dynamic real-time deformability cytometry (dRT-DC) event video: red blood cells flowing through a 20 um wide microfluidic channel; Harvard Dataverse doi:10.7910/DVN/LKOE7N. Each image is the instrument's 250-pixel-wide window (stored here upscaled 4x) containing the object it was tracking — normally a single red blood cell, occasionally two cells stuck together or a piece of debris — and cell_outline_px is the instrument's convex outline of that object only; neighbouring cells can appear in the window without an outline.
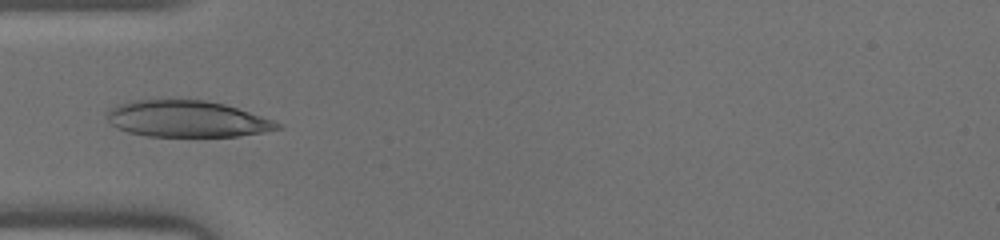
{"species": "human", "species_latin": "Homo sapiens", "temperature_condition": "warm", "stored_images_in_passage": 32, "camera_frame_rate_fps": 3000, "um_per_image_px": 0.085, "donor": {"sex": "male"}, "frame": {"image": 1, "passage_image": 1, "time_ms": 0.0, "image_size_px": [1000, 240], "cell_outline_px": [[284, 128], [264, 132], [236, 136], [148, 136], [128, 132], [116, 128], [108, 120], [104, 112], [120, 104], [136, 100], [204, 100], [224, 104], [284, 124]], "centroid_in_image_um": [15.89, 10.11], "position_along_channel_um": 69.1, "area_um2": 35.95}}
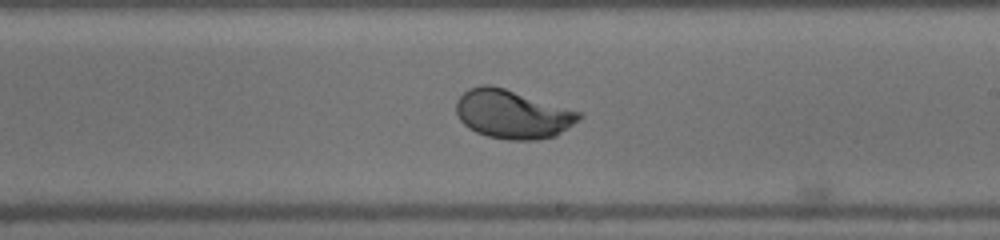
{"frame": {"image": 2, "passage_image": 13, "time_ms": 4.0, "image_size_px": [1000, 240], "cell_outline_px": [[584, 116], [580, 120], [556, 136], [536, 140], [508, 140], [488, 136], [476, 132], [468, 128], [460, 120], [456, 112], [456, 100], [468, 88], [480, 84], [492, 84], [584, 112]], "centroid_in_image_um": [43.59, 9.69], "position_along_channel_um": 245.4, "area_um2": 35.43}}
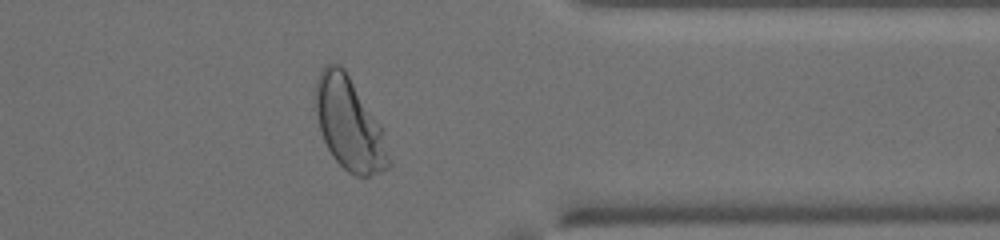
{"frame": {"image": 3, "passage_image": 23, "time_ms": 7.333, "image_size_px": [1000, 240], "cell_outline_px": [[392, 164], [388, 168], [368, 176], [356, 176], [348, 172], [332, 156], [320, 132], [316, 112], [316, 80], [320, 68], [324, 64], [340, 64], [344, 68], [380, 124]], "centroid_in_image_um": [29.68, 10.53], "position_along_channel_um": 381.7, "area_um2": 39.13}}